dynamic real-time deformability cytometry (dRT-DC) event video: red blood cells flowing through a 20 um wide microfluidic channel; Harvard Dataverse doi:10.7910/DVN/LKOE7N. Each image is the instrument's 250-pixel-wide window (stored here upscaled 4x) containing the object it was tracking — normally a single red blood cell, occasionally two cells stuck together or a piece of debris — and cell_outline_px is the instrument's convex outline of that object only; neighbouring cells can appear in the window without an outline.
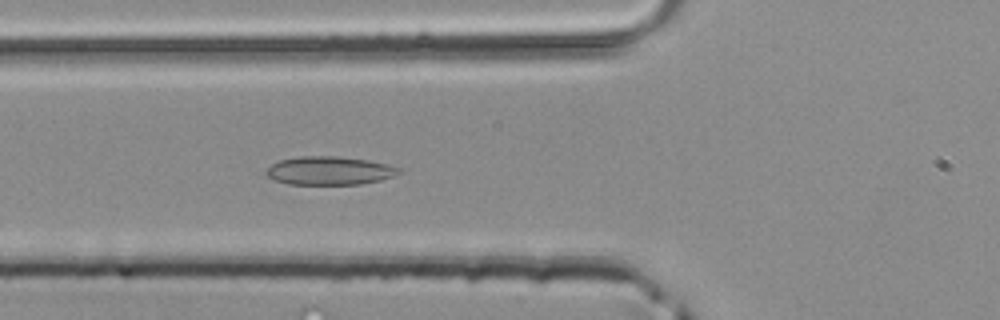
{"species": "common noctule bat (a hibernating species)", "species_latin": "Nyctalus noctula", "temperature_condition": "room temperature", "stored_images_in_passage": 46, "camera_frame_rate_fps": 3000, "um_per_image_px": 0.085, "animal": {"sex": "male", "body_mass_g": 20.4}, "frame": {"image": 1, "passage_image": 17, "time_ms": 5.333, "image_size_px": [1000, 320], "cell_outline_px": [[400, 172], [392, 176], [380, 180], [360, 184], [288, 184], [276, 180], [268, 176], [264, 172], [272, 164], [280, 160], [300, 156], [332, 156], [368, 160], [388, 164], [400, 168]], "centroid_in_image_um": [27.99, 14.5], "position_along_channel_um": 97.8, "area_um2": 21.73}}
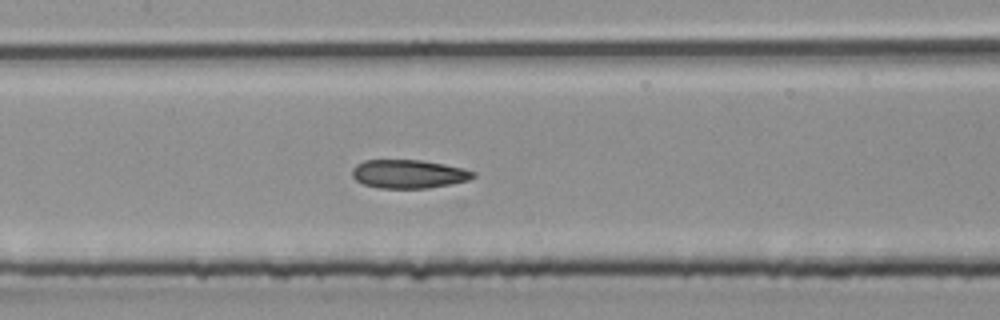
{"frame": {"image": 2, "passage_image": 22, "time_ms": 7.0, "image_size_px": [1000, 320], "cell_outline_px": [[476, 176], [468, 180], [428, 188], [380, 188], [364, 184], [356, 180], [352, 176], [352, 168], [356, 164], [364, 160], [420, 160], [444, 164], [476, 172]], "centroid_in_image_um": [34.7, 14.78], "position_along_channel_um": 172.7, "area_um2": 20.0}}
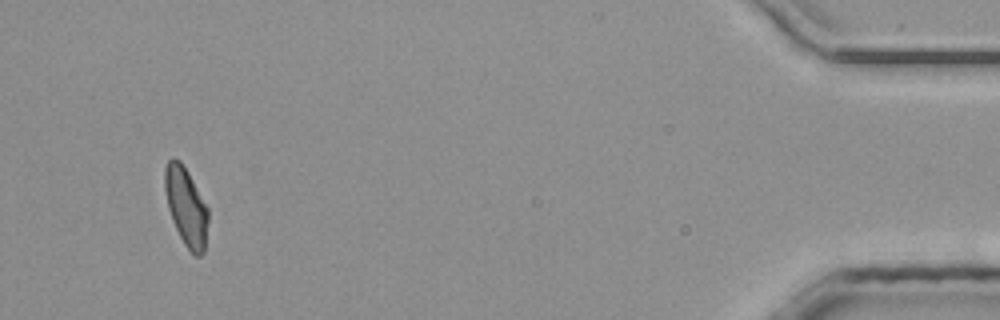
{"frame": {"image": 3, "passage_image": 44, "time_ms": 14.333, "image_size_px": [1000, 320], "cell_outline_px": [[208, 224], [204, 252], [200, 256], [196, 256], [184, 244], [172, 220], [168, 208], [164, 188], [164, 168], [168, 160], [172, 156], [180, 160], [188, 172], [208, 208]], "centroid_in_image_um": [15.81, 17.53], "position_along_channel_um": 419.4, "area_um2": 19.83}}